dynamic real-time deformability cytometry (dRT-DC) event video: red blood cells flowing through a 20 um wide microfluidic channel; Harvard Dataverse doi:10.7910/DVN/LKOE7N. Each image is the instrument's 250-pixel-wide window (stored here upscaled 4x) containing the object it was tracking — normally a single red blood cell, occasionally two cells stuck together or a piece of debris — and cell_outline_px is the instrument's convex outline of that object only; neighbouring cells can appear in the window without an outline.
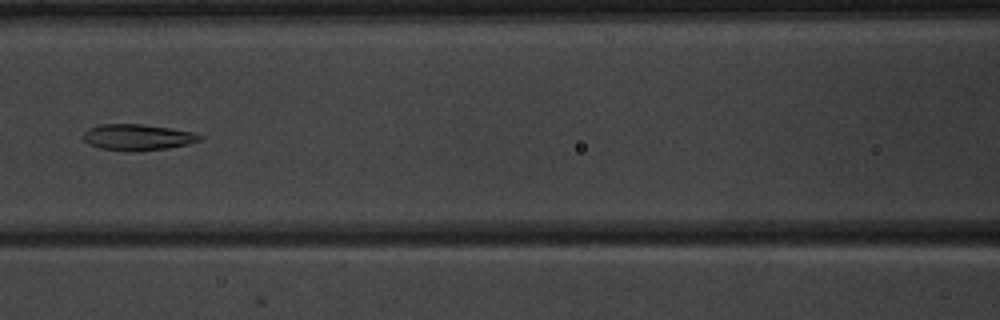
{"species": "common noctule bat (a hibernating species)", "species_latin": "Nyctalus noctula", "temperature_condition": "warm", "stored_images_in_passage": 9, "camera_frame_rate_fps": 3000, "um_per_image_px": 0.085, "animal": {"sex": "male", "body_mass_g": 20.1, "forearm_length_mm": 53.5}, "frame": {"image": 1, "passage_image": 8, "time_ms": 8.0, "image_size_px": [1000, 320], "cell_outline_px": [[204, 136], [200, 140], [188, 144], [168, 148], [136, 152], [128, 152], [100, 148], [88, 144], [84, 140], [84, 132], [88, 128], [100, 124], [140, 124], [172, 128], [192, 132]], "centroid_in_image_um": [11.69, 11.67], "position_along_channel_um": 154.9, "area_um2": 17.92}}
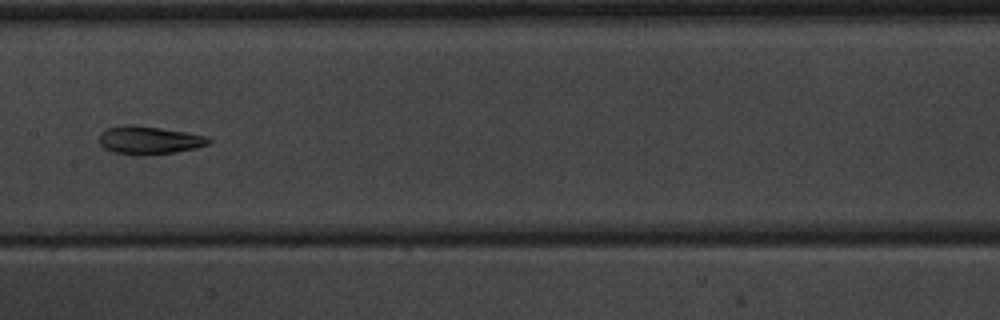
{"frame": {"image": 2, "passage_image": 9, "time_ms": 9.0, "image_size_px": [1000, 320], "cell_outline_px": [[212, 140], [208, 144], [196, 148], [176, 152], [148, 156], [136, 156], [112, 152], [104, 148], [100, 144], [100, 132], [108, 128], [124, 124], [136, 124], [208, 136]], "centroid_in_image_um": [12.66, 11.93], "position_along_channel_um": 194.7, "area_um2": 18.26}}